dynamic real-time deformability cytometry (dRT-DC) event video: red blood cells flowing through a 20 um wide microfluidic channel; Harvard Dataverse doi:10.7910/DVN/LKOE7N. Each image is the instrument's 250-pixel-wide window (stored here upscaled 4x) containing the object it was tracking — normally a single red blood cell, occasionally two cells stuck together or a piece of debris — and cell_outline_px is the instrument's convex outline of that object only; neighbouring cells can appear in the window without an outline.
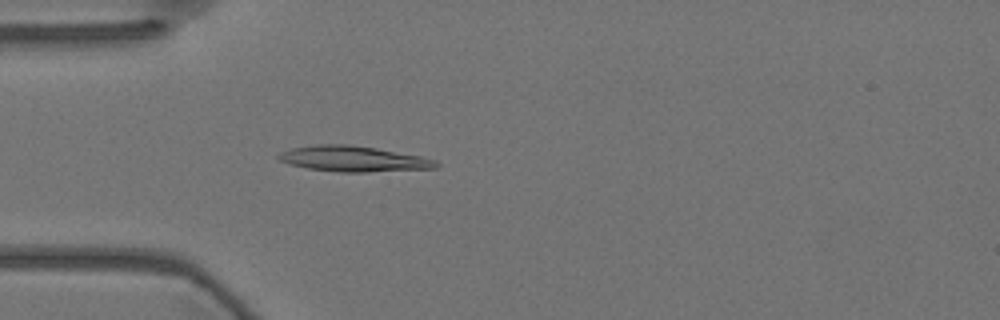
{"species": "Egyptian fruit bat (a non-hibernating species)", "species_latin": "Rousettus aegyptiacus", "temperature_condition": "warm", "stored_images_in_passage": 55, "camera_frame_rate_fps": 3000, "um_per_image_px": 0.085, "animal": {"sex": "female"}, "frame": {"image": 1, "passage_image": 15, "time_ms": 4.667, "image_size_px": [1000, 320], "cell_outline_px": [[440, 164], [436, 168], [368, 172], [336, 172], [308, 168], [288, 164], [280, 160], [276, 156], [280, 152], [292, 148], [316, 144], [348, 144], [376, 148], [420, 156], [436, 160]], "centroid_in_image_um": [30.02, 13.5], "position_along_channel_um": 55.0, "area_um2": 23.52}}
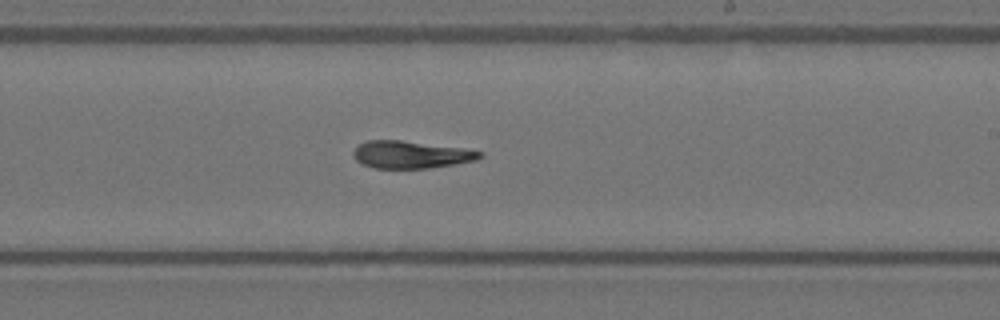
{"frame": {"image": 2, "passage_image": 32, "time_ms": 10.333, "image_size_px": [1000, 320], "cell_outline_px": [[484, 156], [476, 160], [456, 164], [428, 168], [376, 168], [364, 164], [356, 160], [352, 152], [360, 144], [368, 140], [400, 140], [464, 148], [484, 152]], "centroid_in_image_um": [34.98, 13.14], "position_along_channel_um": 254.0, "area_um2": 20.11}}
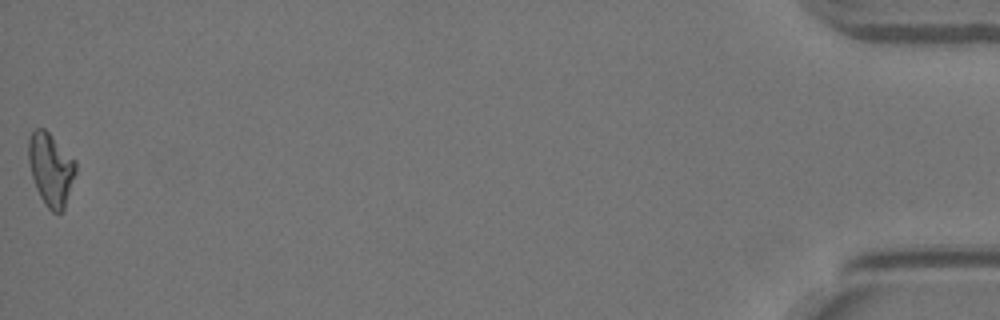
{"frame": {"image": 3, "passage_image": 55, "time_ms": 18.0, "image_size_px": [1000, 320], "cell_outline_px": [[76, 172], [64, 208], [60, 212], [52, 212], [48, 208], [40, 196], [36, 188], [32, 176], [28, 160], [28, 140], [32, 132], [36, 128], [44, 128], [76, 160]], "centroid_in_image_um": [4.32, 14.36], "position_along_channel_um": 430.9, "area_um2": 19.83}, "authors_computed_cell_mechanics": {"area_um2": 20.5768, "velocity_mm_per_s": 3.6056, "shape_relaxation_time_tau1_ms": 4.8031, "shape_relaxation_time_tau2_ms": 4.3534, "deformation_change_tau1": 0.1642, "deformation_change_tau2": 0.1272}}